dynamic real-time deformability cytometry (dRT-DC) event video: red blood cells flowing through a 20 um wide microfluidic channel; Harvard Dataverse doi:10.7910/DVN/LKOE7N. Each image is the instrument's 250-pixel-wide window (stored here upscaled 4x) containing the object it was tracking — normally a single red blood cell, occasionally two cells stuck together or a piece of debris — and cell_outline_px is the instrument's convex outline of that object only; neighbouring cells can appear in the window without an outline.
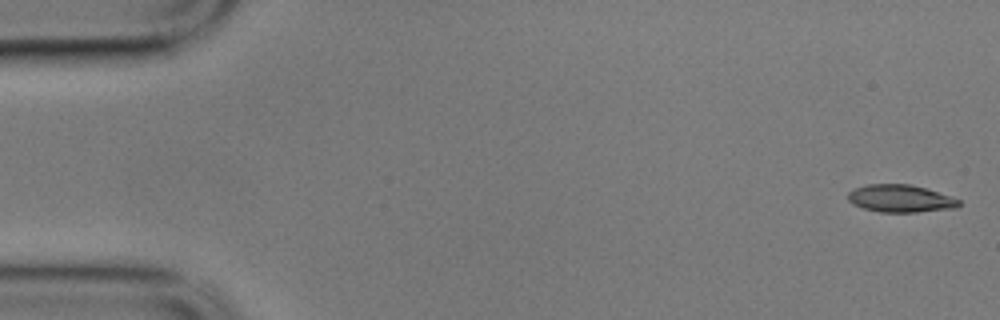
{"species": "common noctule bat (a hibernating species)", "species_latin": "Nyctalus noctula", "temperature_condition": "cold", "stored_images_in_passage": 5, "camera_frame_rate_fps": 3000, "um_per_image_px": 0.085, "animal": {"sex": "male", "body_mass_g": 17.9}, "frame": {"image": 1, "passage_image": 1, "time_ms": 0.0, "image_size_px": [1000, 320], "cell_outline_px": [[960, 204], [956, 208], [916, 212], [880, 212], [864, 208], [852, 204], [848, 200], [848, 192], [856, 188], [868, 184], [912, 184], [960, 200]], "centroid_in_image_um": [76.51, 16.88], "position_along_channel_um": 8.5, "area_um2": 17.57}}
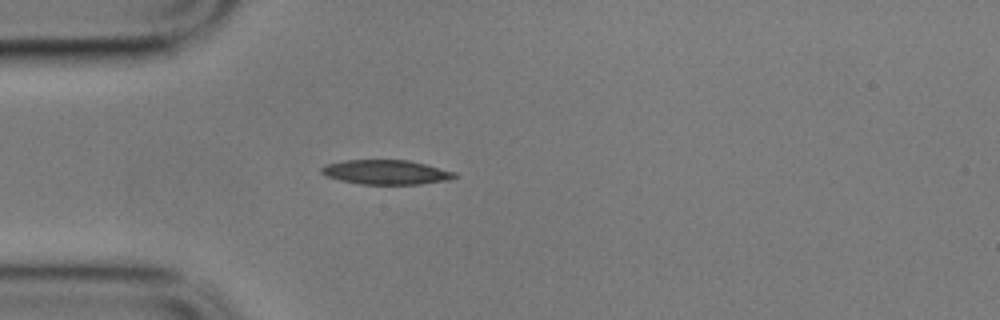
{"frame": {"image": 2, "passage_image": 5, "time_ms": 1.333, "image_size_px": [1000, 320], "cell_outline_px": [[456, 176], [448, 180], [420, 184], [360, 184], [340, 180], [324, 176], [320, 172], [320, 168], [324, 164], [344, 160], [408, 160], [456, 172]], "centroid_in_image_um": [32.75, 14.63], "position_along_channel_um": 52.3, "area_um2": 19.02}}